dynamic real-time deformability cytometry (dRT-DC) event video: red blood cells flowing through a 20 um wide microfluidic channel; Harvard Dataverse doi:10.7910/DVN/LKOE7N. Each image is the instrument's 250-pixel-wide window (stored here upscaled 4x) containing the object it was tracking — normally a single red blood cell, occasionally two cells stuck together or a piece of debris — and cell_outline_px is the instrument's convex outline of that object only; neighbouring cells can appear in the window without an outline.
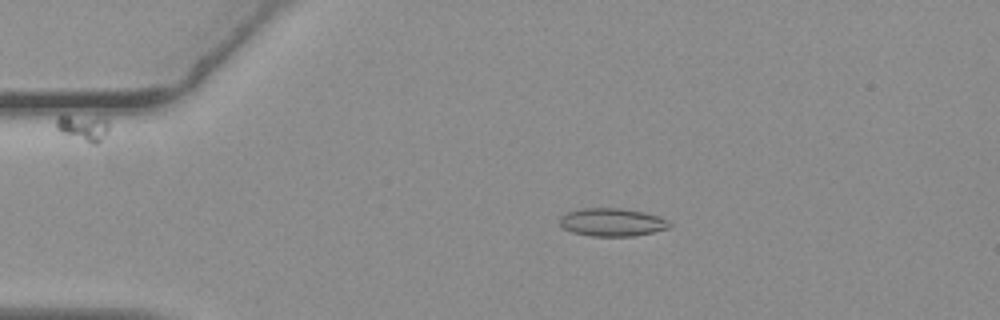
{"species": "common noctule bat (a hibernating species)", "species_latin": "Nyctalus noctula", "temperature_condition": "warm", "stored_images_in_passage": 56, "camera_frame_rate_fps": 3000, "um_per_image_px": 0.085, "animal": {"sex": "female", "body_mass_g": 19.3, "forearm_length_mm": 54.1}, "frame": {"image": 1, "passage_image": 11, "time_ms": 3.333, "image_size_px": [1000, 320], "cell_outline_px": [[672, 224], [668, 228], [636, 236], [592, 236], [572, 232], [564, 228], [560, 224], [560, 216], [568, 212], [580, 208], [620, 208], [644, 212], [660, 216], [668, 220]], "centroid_in_image_um": [52.04, 18.88], "position_along_channel_um": 33.0, "area_um2": 17.98}}
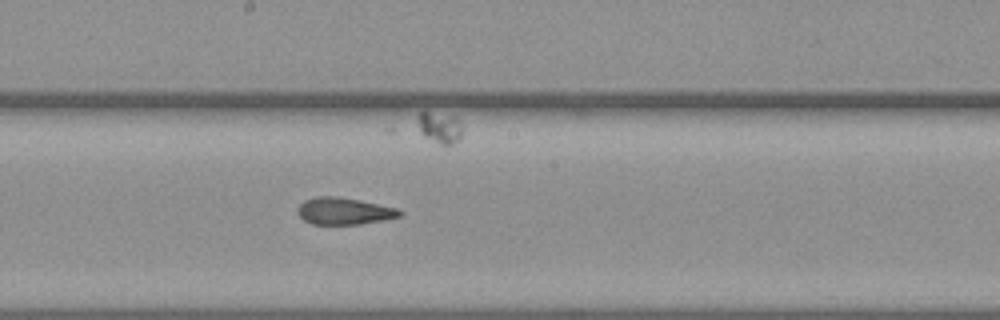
{"frame": {"image": 2, "passage_image": 30, "time_ms": 9.667, "image_size_px": [1000, 320], "cell_outline_px": [[404, 212], [400, 216], [384, 220], [360, 224], [312, 224], [304, 220], [296, 212], [296, 208], [304, 200], [316, 196], [336, 196], [360, 200], [400, 208]], "centroid_in_image_um": [29.26, 17.93], "position_along_channel_um": 218.9, "area_um2": 16.24}}
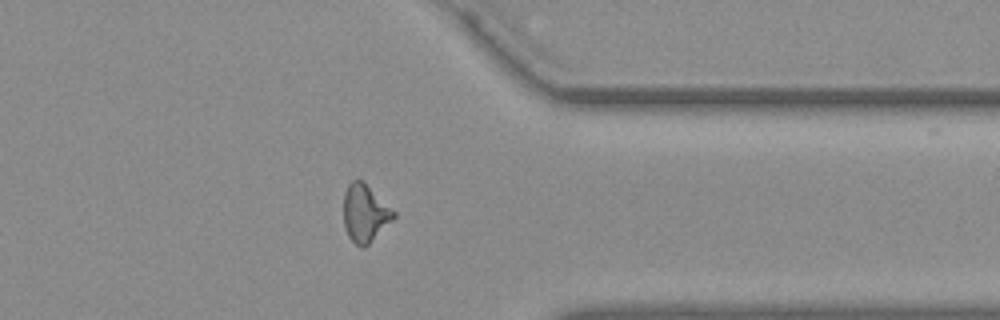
{"frame": {"image": 3, "passage_image": 44, "time_ms": 14.333, "image_size_px": [1000, 320], "cell_outline_px": [[396, 216], [364, 248], [360, 248], [348, 236], [344, 228], [344, 192], [348, 184], [352, 180], [364, 180], [396, 212]], "centroid_in_image_um": [31.02, 18.1], "position_along_channel_um": 380.4, "area_um2": 16.88}, "authors_computed_cell_mechanics": {"area_um2": 16.7909, "velocity_mm_per_s": 3.6557, "shape_relaxation_time_tau1_ms": null, "shape_relaxation_time_tau2_ms": 2.407, "deformation_change_tau1": null, "deformation_change_tau2": 0.1033}}